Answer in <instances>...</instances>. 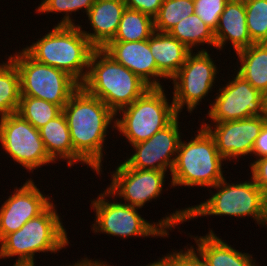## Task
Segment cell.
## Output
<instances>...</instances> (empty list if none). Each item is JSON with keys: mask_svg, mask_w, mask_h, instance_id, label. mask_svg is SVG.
Listing matches in <instances>:
<instances>
[{"mask_svg": "<svg viewBox=\"0 0 267 266\" xmlns=\"http://www.w3.org/2000/svg\"><path fill=\"white\" fill-rule=\"evenodd\" d=\"M62 112L69 126L74 151L101 176L104 144L108 128L112 126V131L115 129L116 114L82 86L72 94Z\"/></svg>", "mask_w": 267, "mask_h": 266, "instance_id": "obj_1", "label": "cell"}, {"mask_svg": "<svg viewBox=\"0 0 267 266\" xmlns=\"http://www.w3.org/2000/svg\"><path fill=\"white\" fill-rule=\"evenodd\" d=\"M108 198H112L107 199ZM107 189L92 199L91 208L96 215L92 224L93 233H104L121 239L134 237H169V230L188 220V208L169 213L158 222L153 223L139 214L137 207L122 203ZM109 200V201H108ZM116 200V201H115ZM119 201V202H117ZM169 229V230H168Z\"/></svg>", "mask_w": 267, "mask_h": 266, "instance_id": "obj_2", "label": "cell"}, {"mask_svg": "<svg viewBox=\"0 0 267 266\" xmlns=\"http://www.w3.org/2000/svg\"><path fill=\"white\" fill-rule=\"evenodd\" d=\"M82 25H54L52 30L23 50L39 63L53 66L84 82L96 49L82 33Z\"/></svg>", "mask_w": 267, "mask_h": 266, "instance_id": "obj_3", "label": "cell"}, {"mask_svg": "<svg viewBox=\"0 0 267 266\" xmlns=\"http://www.w3.org/2000/svg\"><path fill=\"white\" fill-rule=\"evenodd\" d=\"M56 204L28 220L19 230L0 241V259L16 257L14 265H35V253H59L69 245L67 231Z\"/></svg>", "mask_w": 267, "mask_h": 266, "instance_id": "obj_4", "label": "cell"}, {"mask_svg": "<svg viewBox=\"0 0 267 266\" xmlns=\"http://www.w3.org/2000/svg\"><path fill=\"white\" fill-rule=\"evenodd\" d=\"M81 86L101 99L115 114L131 105L150 88L139 76L116 62L103 49L92 52L88 73Z\"/></svg>", "mask_w": 267, "mask_h": 266, "instance_id": "obj_5", "label": "cell"}, {"mask_svg": "<svg viewBox=\"0 0 267 266\" xmlns=\"http://www.w3.org/2000/svg\"><path fill=\"white\" fill-rule=\"evenodd\" d=\"M191 140L180 141L171 171V187H213L224 178L223 162L213 137L204 127Z\"/></svg>", "mask_w": 267, "mask_h": 266, "instance_id": "obj_6", "label": "cell"}, {"mask_svg": "<svg viewBox=\"0 0 267 266\" xmlns=\"http://www.w3.org/2000/svg\"><path fill=\"white\" fill-rule=\"evenodd\" d=\"M249 180V181H248ZM244 182L227 183L225 177L211 188L217 192L200 204L189 206L188 220L196 217L230 216L253 217L257 225L267 227V196L250 177ZM208 215V216H207Z\"/></svg>", "mask_w": 267, "mask_h": 266, "instance_id": "obj_7", "label": "cell"}, {"mask_svg": "<svg viewBox=\"0 0 267 266\" xmlns=\"http://www.w3.org/2000/svg\"><path fill=\"white\" fill-rule=\"evenodd\" d=\"M164 89L150 87L131 105L116 113L115 130L119 131L130 145L150 139L179 115L173 101L169 102Z\"/></svg>", "mask_w": 267, "mask_h": 266, "instance_id": "obj_8", "label": "cell"}, {"mask_svg": "<svg viewBox=\"0 0 267 266\" xmlns=\"http://www.w3.org/2000/svg\"><path fill=\"white\" fill-rule=\"evenodd\" d=\"M8 58L16 65L20 76L21 96H31L56 104L62 109L81 86L66 72L31 58L23 49Z\"/></svg>", "mask_w": 267, "mask_h": 266, "instance_id": "obj_9", "label": "cell"}, {"mask_svg": "<svg viewBox=\"0 0 267 266\" xmlns=\"http://www.w3.org/2000/svg\"><path fill=\"white\" fill-rule=\"evenodd\" d=\"M208 51H200L188 55L186 62L179 71L170 79L173 80L172 101L176 112L180 115L186 106L190 114L205 100L209 92L215 88V81L219 70ZM185 105V106H184Z\"/></svg>", "mask_w": 267, "mask_h": 266, "instance_id": "obj_10", "label": "cell"}, {"mask_svg": "<svg viewBox=\"0 0 267 266\" xmlns=\"http://www.w3.org/2000/svg\"><path fill=\"white\" fill-rule=\"evenodd\" d=\"M0 144L13 161L29 173L56 163L48 155L40 131L17 112L0 118Z\"/></svg>", "mask_w": 267, "mask_h": 266, "instance_id": "obj_11", "label": "cell"}, {"mask_svg": "<svg viewBox=\"0 0 267 266\" xmlns=\"http://www.w3.org/2000/svg\"><path fill=\"white\" fill-rule=\"evenodd\" d=\"M235 74L232 80L220 86L214 102L210 103L207 115L211 123L265 116V95L237 72Z\"/></svg>", "mask_w": 267, "mask_h": 266, "instance_id": "obj_12", "label": "cell"}, {"mask_svg": "<svg viewBox=\"0 0 267 266\" xmlns=\"http://www.w3.org/2000/svg\"><path fill=\"white\" fill-rule=\"evenodd\" d=\"M118 165L111 172V182L106 189L114 197L122 198L120 202L124 199L122 203L141 209L161 196L167 178L165 171L130 168L124 162Z\"/></svg>", "mask_w": 267, "mask_h": 266, "instance_id": "obj_13", "label": "cell"}, {"mask_svg": "<svg viewBox=\"0 0 267 266\" xmlns=\"http://www.w3.org/2000/svg\"><path fill=\"white\" fill-rule=\"evenodd\" d=\"M202 125L213 137L219 154L224 160L230 163L239 161L243 156L252 154V150L264 124L267 122L266 116H251L248 118L210 123L204 122ZM214 124V125H213ZM214 126V128H213ZM240 157V158H239Z\"/></svg>", "mask_w": 267, "mask_h": 266, "instance_id": "obj_14", "label": "cell"}, {"mask_svg": "<svg viewBox=\"0 0 267 266\" xmlns=\"http://www.w3.org/2000/svg\"><path fill=\"white\" fill-rule=\"evenodd\" d=\"M179 115L150 139L131 145L134 153L124 163L130 168L171 173L181 141ZM169 170V171H168Z\"/></svg>", "mask_w": 267, "mask_h": 266, "instance_id": "obj_15", "label": "cell"}, {"mask_svg": "<svg viewBox=\"0 0 267 266\" xmlns=\"http://www.w3.org/2000/svg\"><path fill=\"white\" fill-rule=\"evenodd\" d=\"M32 178L15 187L0 206V241L9 233L19 230L28 220L43 213L52 203L51 196L42 194Z\"/></svg>", "mask_w": 267, "mask_h": 266, "instance_id": "obj_16", "label": "cell"}, {"mask_svg": "<svg viewBox=\"0 0 267 266\" xmlns=\"http://www.w3.org/2000/svg\"><path fill=\"white\" fill-rule=\"evenodd\" d=\"M103 50L150 87H164L160 79L165 81L166 78L157 69L149 47V39L131 42L110 41Z\"/></svg>", "mask_w": 267, "mask_h": 266, "instance_id": "obj_17", "label": "cell"}, {"mask_svg": "<svg viewBox=\"0 0 267 266\" xmlns=\"http://www.w3.org/2000/svg\"><path fill=\"white\" fill-rule=\"evenodd\" d=\"M125 9L124 0L94 1L86 16L93 31L82 33L96 49H103L114 38Z\"/></svg>", "mask_w": 267, "mask_h": 266, "instance_id": "obj_18", "label": "cell"}, {"mask_svg": "<svg viewBox=\"0 0 267 266\" xmlns=\"http://www.w3.org/2000/svg\"><path fill=\"white\" fill-rule=\"evenodd\" d=\"M214 37L216 49L219 51L223 50L225 45L231 43V47H233L235 52L254 43L248 32L244 4L232 0L227 2L225 9L219 17Z\"/></svg>", "mask_w": 267, "mask_h": 266, "instance_id": "obj_19", "label": "cell"}, {"mask_svg": "<svg viewBox=\"0 0 267 266\" xmlns=\"http://www.w3.org/2000/svg\"><path fill=\"white\" fill-rule=\"evenodd\" d=\"M214 233L211 229L205 236H194L196 249L191 245L208 266H258L252 254L239 252Z\"/></svg>", "mask_w": 267, "mask_h": 266, "instance_id": "obj_20", "label": "cell"}, {"mask_svg": "<svg viewBox=\"0 0 267 266\" xmlns=\"http://www.w3.org/2000/svg\"><path fill=\"white\" fill-rule=\"evenodd\" d=\"M149 47L158 71L166 79H171L179 71L192 52L169 33L158 31L149 38Z\"/></svg>", "mask_w": 267, "mask_h": 266, "instance_id": "obj_21", "label": "cell"}, {"mask_svg": "<svg viewBox=\"0 0 267 266\" xmlns=\"http://www.w3.org/2000/svg\"><path fill=\"white\" fill-rule=\"evenodd\" d=\"M39 131L48 155L55 162L65 159L67 167H73L76 163L90 167L73 149L69 126L63 112Z\"/></svg>", "mask_w": 267, "mask_h": 266, "instance_id": "obj_22", "label": "cell"}, {"mask_svg": "<svg viewBox=\"0 0 267 266\" xmlns=\"http://www.w3.org/2000/svg\"><path fill=\"white\" fill-rule=\"evenodd\" d=\"M236 53L237 72L255 89L267 93V43H253ZM240 62V66L238 63Z\"/></svg>", "mask_w": 267, "mask_h": 266, "instance_id": "obj_23", "label": "cell"}, {"mask_svg": "<svg viewBox=\"0 0 267 266\" xmlns=\"http://www.w3.org/2000/svg\"><path fill=\"white\" fill-rule=\"evenodd\" d=\"M168 33L186 45L191 51L194 48L206 51L207 49L197 48L200 45L204 46V44L211 45L216 49L214 31L195 13L182 19Z\"/></svg>", "mask_w": 267, "mask_h": 266, "instance_id": "obj_24", "label": "cell"}, {"mask_svg": "<svg viewBox=\"0 0 267 266\" xmlns=\"http://www.w3.org/2000/svg\"><path fill=\"white\" fill-rule=\"evenodd\" d=\"M20 97L19 72L8 58L0 63V118L18 111Z\"/></svg>", "mask_w": 267, "mask_h": 266, "instance_id": "obj_25", "label": "cell"}, {"mask_svg": "<svg viewBox=\"0 0 267 266\" xmlns=\"http://www.w3.org/2000/svg\"><path fill=\"white\" fill-rule=\"evenodd\" d=\"M154 19L140 11L126 7L117 32L111 41H143L154 33Z\"/></svg>", "mask_w": 267, "mask_h": 266, "instance_id": "obj_26", "label": "cell"}, {"mask_svg": "<svg viewBox=\"0 0 267 266\" xmlns=\"http://www.w3.org/2000/svg\"><path fill=\"white\" fill-rule=\"evenodd\" d=\"M62 110L60 106L43 99L21 96L17 113L39 130L50 120L59 116Z\"/></svg>", "mask_w": 267, "mask_h": 266, "instance_id": "obj_27", "label": "cell"}, {"mask_svg": "<svg viewBox=\"0 0 267 266\" xmlns=\"http://www.w3.org/2000/svg\"><path fill=\"white\" fill-rule=\"evenodd\" d=\"M194 13V0H163L154 18V30L168 33L178 22Z\"/></svg>", "mask_w": 267, "mask_h": 266, "instance_id": "obj_28", "label": "cell"}, {"mask_svg": "<svg viewBox=\"0 0 267 266\" xmlns=\"http://www.w3.org/2000/svg\"><path fill=\"white\" fill-rule=\"evenodd\" d=\"M95 0H41L40 4L36 8L37 12L40 14L48 13H62L60 22L57 25H75V20H73L72 12H79V10L85 12L86 15L88 11L93 6Z\"/></svg>", "mask_w": 267, "mask_h": 266, "instance_id": "obj_29", "label": "cell"}, {"mask_svg": "<svg viewBox=\"0 0 267 266\" xmlns=\"http://www.w3.org/2000/svg\"><path fill=\"white\" fill-rule=\"evenodd\" d=\"M249 35L254 43H267V0H254L245 5Z\"/></svg>", "mask_w": 267, "mask_h": 266, "instance_id": "obj_30", "label": "cell"}, {"mask_svg": "<svg viewBox=\"0 0 267 266\" xmlns=\"http://www.w3.org/2000/svg\"><path fill=\"white\" fill-rule=\"evenodd\" d=\"M229 0H194V13L208 25L216 30L219 17Z\"/></svg>", "mask_w": 267, "mask_h": 266, "instance_id": "obj_31", "label": "cell"}, {"mask_svg": "<svg viewBox=\"0 0 267 266\" xmlns=\"http://www.w3.org/2000/svg\"><path fill=\"white\" fill-rule=\"evenodd\" d=\"M166 254L171 262L172 266H208L203 258L190 246ZM190 248V249H189Z\"/></svg>", "mask_w": 267, "mask_h": 266, "instance_id": "obj_32", "label": "cell"}, {"mask_svg": "<svg viewBox=\"0 0 267 266\" xmlns=\"http://www.w3.org/2000/svg\"><path fill=\"white\" fill-rule=\"evenodd\" d=\"M250 174L253 181L267 196V157H262L250 163Z\"/></svg>", "mask_w": 267, "mask_h": 266, "instance_id": "obj_33", "label": "cell"}, {"mask_svg": "<svg viewBox=\"0 0 267 266\" xmlns=\"http://www.w3.org/2000/svg\"><path fill=\"white\" fill-rule=\"evenodd\" d=\"M126 7L140 11L153 19L158 15L163 0H124Z\"/></svg>", "mask_w": 267, "mask_h": 266, "instance_id": "obj_34", "label": "cell"}, {"mask_svg": "<svg viewBox=\"0 0 267 266\" xmlns=\"http://www.w3.org/2000/svg\"><path fill=\"white\" fill-rule=\"evenodd\" d=\"M251 155H254L256 159L267 157V122L264 124L259 136L256 138Z\"/></svg>", "mask_w": 267, "mask_h": 266, "instance_id": "obj_35", "label": "cell"}, {"mask_svg": "<svg viewBox=\"0 0 267 266\" xmlns=\"http://www.w3.org/2000/svg\"><path fill=\"white\" fill-rule=\"evenodd\" d=\"M81 259L78 260L77 262L73 263L72 265L69 263V265H65V266H111V265H109V263L107 264L105 261H101V260H97V259L91 260V258L89 259L88 257L81 258Z\"/></svg>", "mask_w": 267, "mask_h": 266, "instance_id": "obj_36", "label": "cell"}, {"mask_svg": "<svg viewBox=\"0 0 267 266\" xmlns=\"http://www.w3.org/2000/svg\"><path fill=\"white\" fill-rule=\"evenodd\" d=\"M145 266H172V262H171L170 258L167 255H165V256L157 259V261H154L152 263L150 262Z\"/></svg>", "mask_w": 267, "mask_h": 266, "instance_id": "obj_37", "label": "cell"}, {"mask_svg": "<svg viewBox=\"0 0 267 266\" xmlns=\"http://www.w3.org/2000/svg\"><path fill=\"white\" fill-rule=\"evenodd\" d=\"M232 1L239 2L241 4L246 5V4H248V3H250V2H252L254 0H232Z\"/></svg>", "mask_w": 267, "mask_h": 266, "instance_id": "obj_38", "label": "cell"}, {"mask_svg": "<svg viewBox=\"0 0 267 266\" xmlns=\"http://www.w3.org/2000/svg\"><path fill=\"white\" fill-rule=\"evenodd\" d=\"M264 104H265V116L267 117V93L265 94Z\"/></svg>", "mask_w": 267, "mask_h": 266, "instance_id": "obj_39", "label": "cell"}, {"mask_svg": "<svg viewBox=\"0 0 267 266\" xmlns=\"http://www.w3.org/2000/svg\"><path fill=\"white\" fill-rule=\"evenodd\" d=\"M13 266H36V265H14Z\"/></svg>", "mask_w": 267, "mask_h": 266, "instance_id": "obj_40", "label": "cell"}]
</instances>
